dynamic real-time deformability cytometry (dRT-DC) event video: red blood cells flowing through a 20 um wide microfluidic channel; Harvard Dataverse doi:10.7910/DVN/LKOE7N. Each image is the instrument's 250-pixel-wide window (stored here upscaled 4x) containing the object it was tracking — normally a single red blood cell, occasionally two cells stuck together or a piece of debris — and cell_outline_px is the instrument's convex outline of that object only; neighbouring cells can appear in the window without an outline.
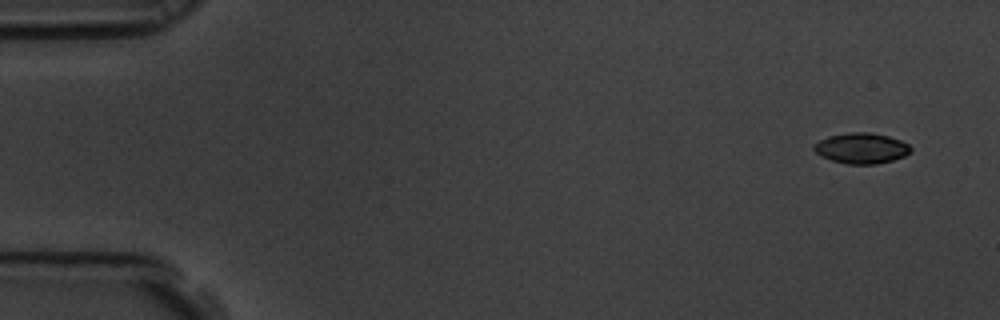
{"species": "common noctule bat (a hibernating species)", "species_latin": "Nyctalus noctula", "temperature_condition": "room temperature", "stored_images_in_passage": 9, "camera_frame_rate_fps": 3000, "um_per_image_px": 0.085, "animal": {"sex": "male", "body_mass_g": 19.5, "forearm_length_mm": 54.6}, "frame": {"image": 1, "passage_image": 1, "time_ms": 0.0, "image_size_px": [1000, 320], "cell_outline_px": [[912, 152], [904, 156], [892, 160], [876, 164], [848, 164], [832, 160], [820, 156], [812, 148], [820, 140], [828, 136], [848, 132], [868, 132], [888, 136], [900, 140], [908, 144], [912, 148]], "centroid_in_image_um": [73.23, 12.6], "position_along_channel_um": 11.8, "area_um2": 17.22}}
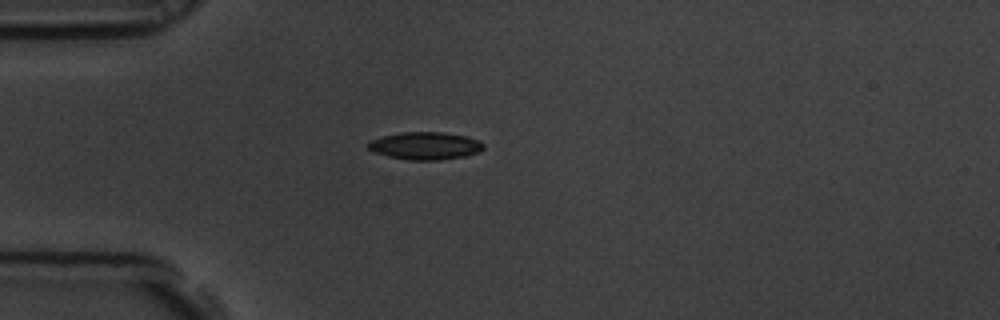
{"frame": {"image": 2, "passage_image": 4, "time_ms": 1.0, "image_size_px": [1000, 320], "cell_outline_px": [[484, 148], [480, 152], [464, 156], [440, 160], [408, 160], [388, 156], [376, 152], [368, 148], [364, 144], [368, 140], [400, 132], [440, 132], [464, 136], [480, 140], [484, 144]], "centroid_in_image_um": [36.13, 12.39], "position_along_channel_um": 48.9, "area_um2": 18.61}}